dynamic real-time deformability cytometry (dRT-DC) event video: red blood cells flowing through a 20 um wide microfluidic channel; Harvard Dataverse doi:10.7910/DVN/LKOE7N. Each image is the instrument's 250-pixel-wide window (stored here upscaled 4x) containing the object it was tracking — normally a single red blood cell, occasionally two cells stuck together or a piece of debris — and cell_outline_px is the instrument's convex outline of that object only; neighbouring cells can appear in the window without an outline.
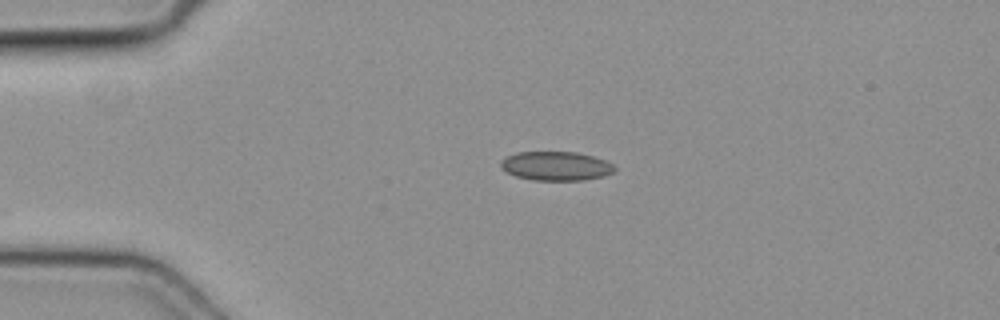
{"species": "common noctule bat (a hibernating species)", "species_latin": "Nyctalus noctula", "temperature_condition": "cold", "stored_images_in_passage": 5, "camera_frame_rate_fps": 3000, "um_per_image_px": 0.085, "animal": {"sex": "female", "body_mass_g": 19.3, "forearm_length_mm": 54.1}, "frame": {"image": 1, "passage_image": 1, "time_ms": 0.0, "image_size_px": [1000, 320], "cell_outline_px": [[616, 172], [604, 176], [584, 180], [532, 180], [516, 176], [504, 172], [500, 168], [500, 160], [516, 152], [576, 152], [592, 156], [604, 160], [612, 164], [616, 168]], "centroid_in_image_um": [47.24, 14.12], "position_along_channel_um": 37.8, "area_um2": 19.42}}